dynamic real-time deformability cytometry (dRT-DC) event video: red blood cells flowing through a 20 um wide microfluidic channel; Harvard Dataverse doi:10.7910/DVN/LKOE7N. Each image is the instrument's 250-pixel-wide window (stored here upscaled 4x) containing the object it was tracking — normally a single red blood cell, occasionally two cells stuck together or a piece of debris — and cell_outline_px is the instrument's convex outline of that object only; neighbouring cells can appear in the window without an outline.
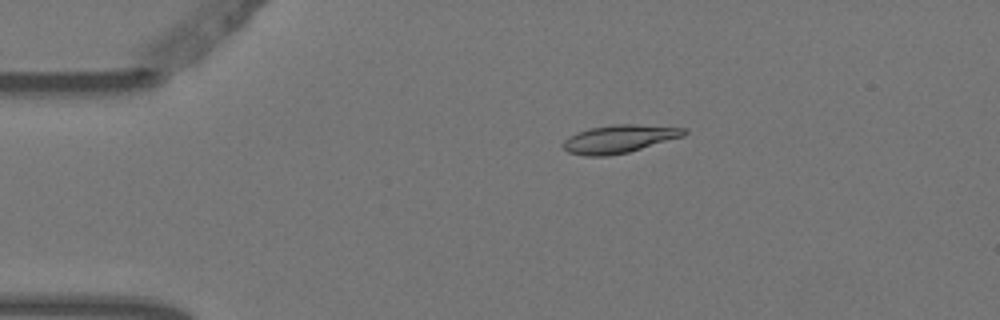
{"species": "Egyptian fruit bat (a non-hibernating species)", "species_latin": "Rousettus aegyptiacus", "temperature_condition": "warm", "stored_images_in_passage": 5, "camera_frame_rate_fps": 3000, "um_per_image_px": 0.085, "animal": {"sex": "female"}, "frame": {"image": 1, "passage_image": 3, "time_ms": 0.667, "image_size_px": [1000, 320], "cell_outline_px": [[688, 132], [684, 136], [628, 152], [608, 156], [584, 156], [568, 152], [560, 144], [568, 136], [576, 132], [588, 128], [612, 124], [636, 124], [688, 128]], "centroid_in_image_um": [52.61, 11.8], "position_along_channel_um": 32.4, "area_um2": 20.0}}
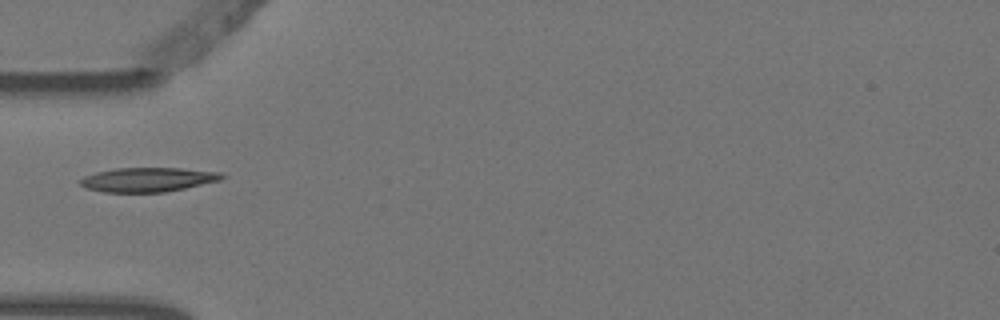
{"frame": {"image": 2, "passage_image": 5, "time_ms": 1.333, "image_size_px": [1000, 320], "cell_outline_px": [[228, 176], [220, 180], [184, 188], [164, 192], [104, 192], [88, 188], [80, 184], [80, 180], [84, 176], [96, 172], [116, 168], [180, 168], [220, 172]], "centroid_in_image_um": [12.59, 15.26], "position_along_channel_um": 72.4, "area_um2": 19.88}}